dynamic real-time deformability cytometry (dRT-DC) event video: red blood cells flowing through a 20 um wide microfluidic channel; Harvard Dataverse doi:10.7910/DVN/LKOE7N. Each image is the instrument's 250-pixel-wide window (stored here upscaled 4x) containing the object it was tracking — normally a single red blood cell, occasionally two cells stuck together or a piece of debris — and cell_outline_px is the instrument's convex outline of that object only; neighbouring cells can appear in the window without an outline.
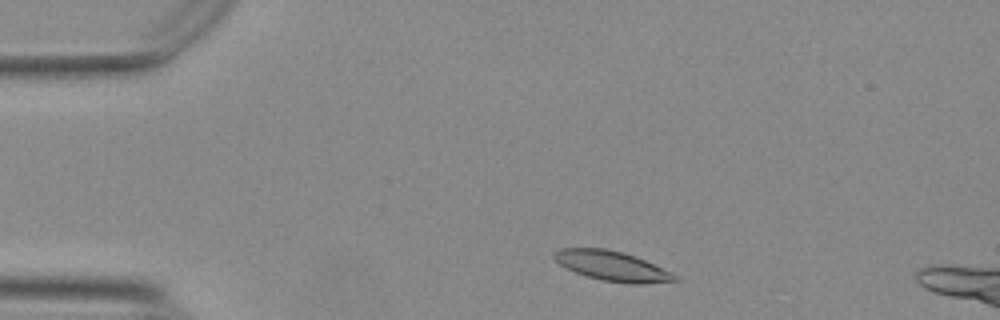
{"species": "Egyptian fruit bat (a non-hibernating species)", "species_latin": "Rousettus aegyptiacus", "temperature_condition": "warm", "stored_images_in_passage": 10, "camera_frame_rate_fps": 3000, "um_per_image_px": 0.085, "animal": {"sex": "female"}, "frame": {"image": 1, "passage_image": 4, "time_ms": 1.0, "image_size_px": [1000, 320], "cell_outline_px": [[680, 280], [644, 284], [628, 284], [600, 280], [576, 272], [560, 264], [552, 256], [552, 252], [560, 248], [604, 248], [620, 252], [644, 260], [672, 272]], "centroid_in_image_um": [52.02, 22.62], "position_along_channel_um": 33.0, "area_um2": 20.75}}